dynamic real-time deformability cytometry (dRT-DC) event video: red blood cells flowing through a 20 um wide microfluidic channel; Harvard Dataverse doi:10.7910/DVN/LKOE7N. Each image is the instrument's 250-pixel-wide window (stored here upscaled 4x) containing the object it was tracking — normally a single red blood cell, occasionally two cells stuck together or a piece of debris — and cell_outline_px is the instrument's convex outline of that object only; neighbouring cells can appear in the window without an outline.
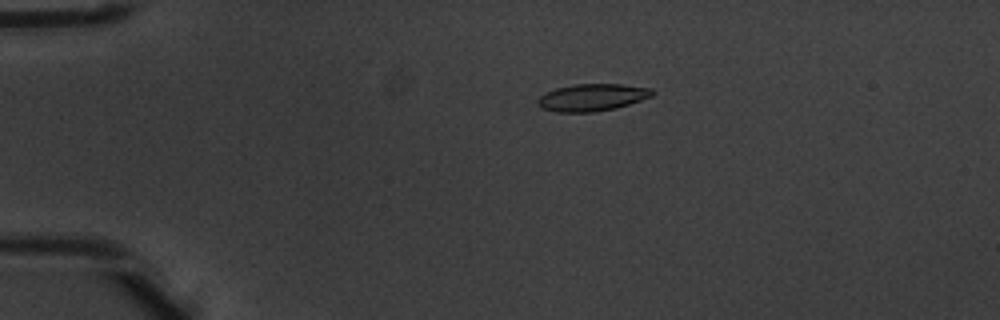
{"species": "common noctule bat (a hibernating species)", "species_latin": "Nyctalus noctula", "temperature_condition": "warm", "stored_images_in_passage": 3, "camera_frame_rate_fps": 3000, "um_per_image_px": 0.085, "animal": {"sex": "male", "body_mass_g": 20.1, "forearm_length_mm": 53.5}, "frame": {"image": 1, "passage_image": 1, "time_ms": 0.0, "image_size_px": [1000, 320], "cell_outline_px": [[656, 92], [652, 96], [616, 108], [592, 112], [556, 112], [540, 108], [536, 104], [536, 100], [544, 92], [556, 88], [576, 84], [620, 84], [652, 88]], "centroid_in_image_um": [50.29, 8.28], "position_along_channel_um": 34.7, "area_um2": 18.26}}
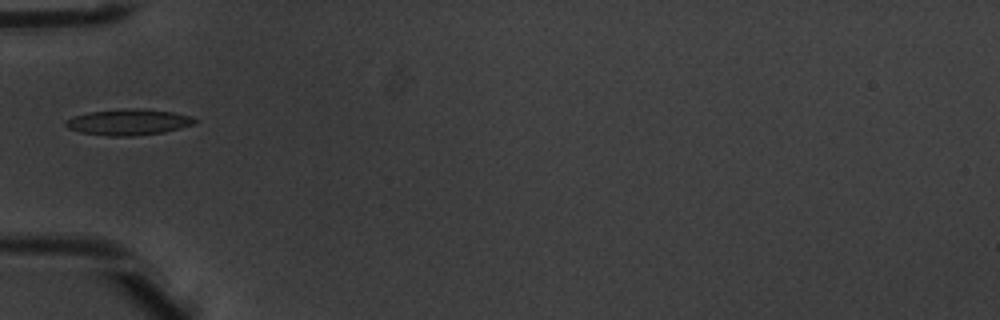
{"frame": {"image": 2, "passage_image": 3, "time_ms": 0.667, "image_size_px": [1000, 320], "cell_outline_px": [[196, 120], [192, 124], [180, 128], [164, 132], [132, 136], [108, 136], [80, 132], [68, 128], [64, 124], [72, 116], [88, 112], [120, 108], [140, 108], [172, 112], [192, 116]], "centroid_in_image_um": [10.89, 10.37], "position_along_channel_um": 74.1, "area_um2": 19.59}}